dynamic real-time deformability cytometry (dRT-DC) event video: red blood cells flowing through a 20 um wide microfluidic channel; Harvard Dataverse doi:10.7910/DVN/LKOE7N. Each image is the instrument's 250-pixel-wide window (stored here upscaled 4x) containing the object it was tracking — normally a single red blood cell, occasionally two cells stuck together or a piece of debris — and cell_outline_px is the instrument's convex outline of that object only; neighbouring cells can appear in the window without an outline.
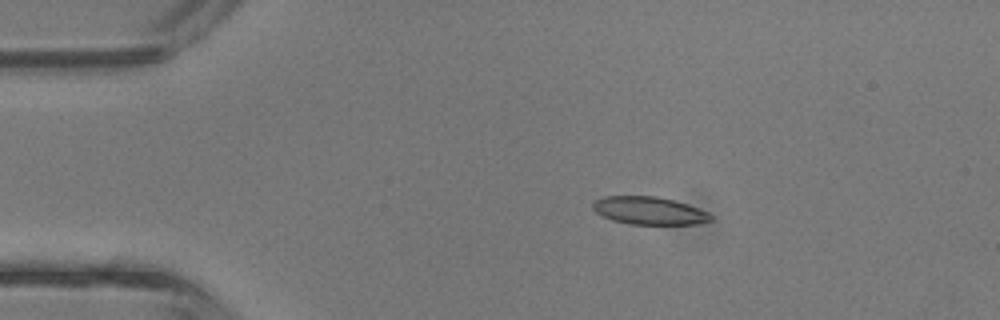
{"species": "common noctule bat (a hibernating species)", "species_latin": "Nyctalus noctula", "temperature_condition": "room temperature", "stored_images_in_passage": 4, "camera_frame_rate_fps": 3000, "um_per_image_px": 0.085, "animal": {"sex": "male", "body_mass_g": 13.3}, "frame": {"image": 1, "passage_image": 2, "time_ms": 0.333, "image_size_px": [1000, 320], "cell_outline_px": [[712, 220], [696, 224], [628, 224], [612, 220], [596, 212], [592, 208], [592, 204], [596, 200], [604, 196], [656, 196], [688, 204], [708, 212], [712, 216]], "centroid_in_image_um": [55.18, 17.9], "position_along_channel_um": 29.8, "area_um2": 19.02}}
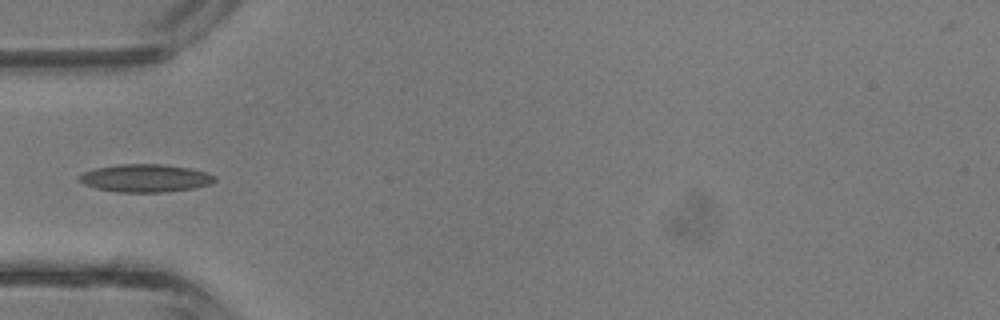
{"frame": {"image": 2, "passage_image": 4, "time_ms": 1.0, "image_size_px": [1000, 320], "cell_outline_px": [[216, 180], [212, 184], [192, 188], [164, 192], [120, 192], [96, 188], [84, 184], [76, 176], [84, 172], [96, 168], [116, 164], [164, 164], [188, 168], [204, 172], [216, 176]], "centroid_in_image_um": [12.35, 15.14], "position_along_channel_um": 72.7, "area_um2": 21.91}}